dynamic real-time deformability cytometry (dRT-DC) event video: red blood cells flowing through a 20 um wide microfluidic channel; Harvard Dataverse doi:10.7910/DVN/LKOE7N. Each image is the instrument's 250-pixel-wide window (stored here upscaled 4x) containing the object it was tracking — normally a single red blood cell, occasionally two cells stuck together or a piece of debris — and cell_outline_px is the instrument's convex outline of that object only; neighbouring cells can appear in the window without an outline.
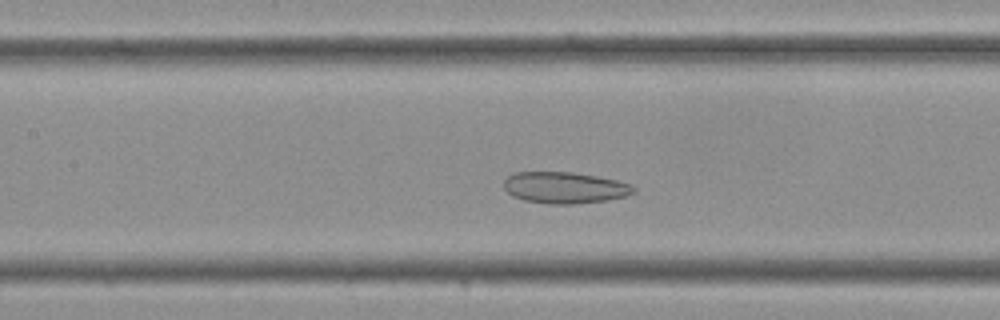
{"species": "Egyptian fruit bat (a non-hibernating species)", "species_latin": "Rousettus aegyptiacus", "temperature_condition": "cold", "stored_images_in_passage": 31, "camera_frame_rate_fps": 3000, "um_per_image_px": 0.085, "frame": {"image": 1, "passage_image": 10, "time_ms": 3.0, "image_size_px": [1000, 320], "cell_outline_px": [[636, 192], [624, 196], [608, 200], [572, 204], [548, 204], [524, 200], [512, 196], [504, 188], [504, 180], [512, 172], [572, 172], [596, 176], [616, 180], [628, 184], [636, 188]], "centroid_in_image_um": [47.97, 15.95], "position_along_channel_um": 159.4, "area_um2": 23.76}}
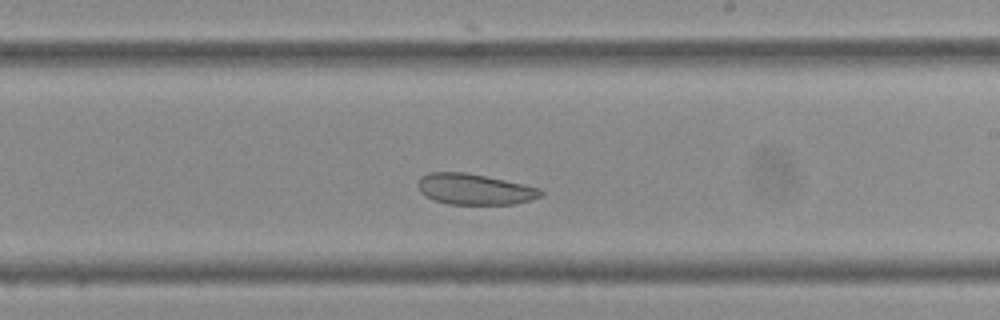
{"frame": {"image": 2, "passage_image": 15, "time_ms": 4.667, "image_size_px": [1000, 320], "cell_outline_px": [[544, 192], [540, 196], [532, 200], [512, 204], [448, 204], [432, 200], [424, 196], [420, 192], [416, 184], [420, 176], [428, 172], [464, 172], [504, 180], [540, 188]], "centroid_in_image_um": [40.27, 16.09], "position_along_channel_um": 248.7, "area_um2": 22.2}}
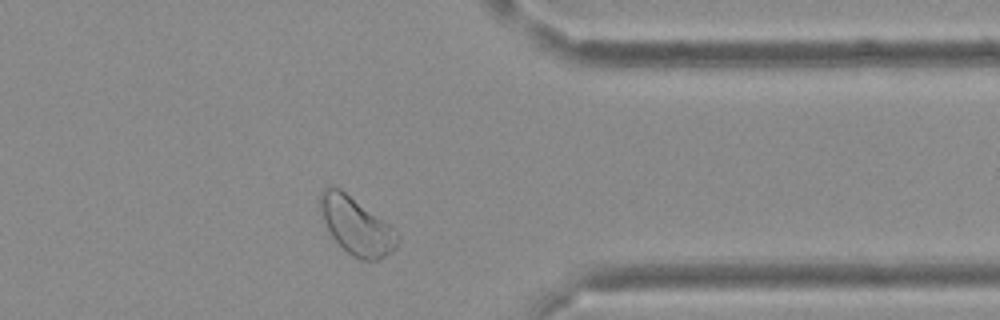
{"frame": {"image": 3, "passage_image": 23, "time_ms": 7.333, "image_size_px": [1000, 320], "cell_outline_px": [[400, 240], [396, 248], [392, 252], [376, 260], [360, 260], [348, 252], [332, 236], [320, 212], [320, 192], [328, 184], [332, 184], [340, 188], [400, 232]], "centroid_in_image_um": [30.32, 19.18], "position_along_channel_um": 381.1, "area_um2": 25.78}}